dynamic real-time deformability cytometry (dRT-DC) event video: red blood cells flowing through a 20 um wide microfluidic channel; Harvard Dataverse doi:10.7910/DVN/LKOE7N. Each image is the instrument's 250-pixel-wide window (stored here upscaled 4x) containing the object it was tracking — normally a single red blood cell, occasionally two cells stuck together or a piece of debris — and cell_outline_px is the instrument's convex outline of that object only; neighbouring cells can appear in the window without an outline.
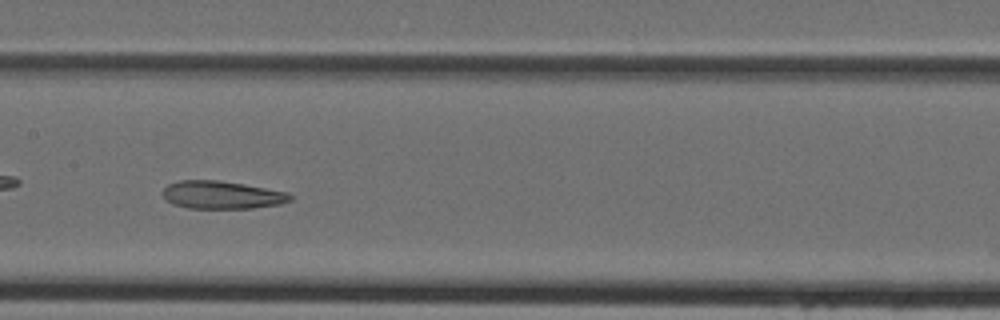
{"species": "Egyptian fruit bat (a non-hibernating species)", "species_latin": "Rousettus aegyptiacus", "temperature_condition": "cold", "stored_images_in_passage": 40, "camera_frame_rate_fps": 3000, "um_per_image_px": 0.085, "animal": {"sex": "female"}, "frame": {"image": 1, "passage_image": 18, "time_ms": 5.667, "image_size_px": [1000, 320], "cell_outline_px": [[292, 200], [280, 204], [252, 208], [188, 208], [172, 204], [164, 200], [160, 192], [168, 184], [180, 180], [220, 180], [244, 184], [288, 192], [292, 196]], "centroid_in_image_um": [18.81, 16.56], "position_along_channel_um": 188.6, "area_um2": 20.92}}
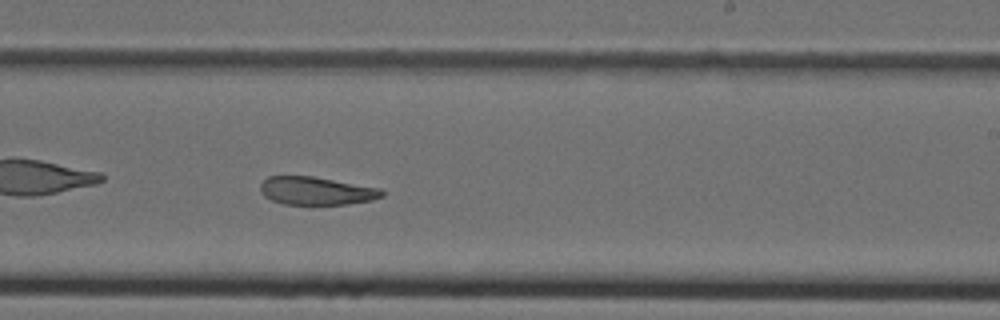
{"frame": {"image": 2, "passage_image": 23, "time_ms": 7.333, "image_size_px": [1000, 320], "cell_outline_px": [[384, 196], [372, 200], [348, 204], [284, 204], [272, 200], [264, 196], [260, 192], [260, 184], [268, 176], [312, 176], [380, 188], [384, 192]], "centroid_in_image_um": [26.88, 16.22], "position_along_channel_um": 262.1, "area_um2": 19.83}}
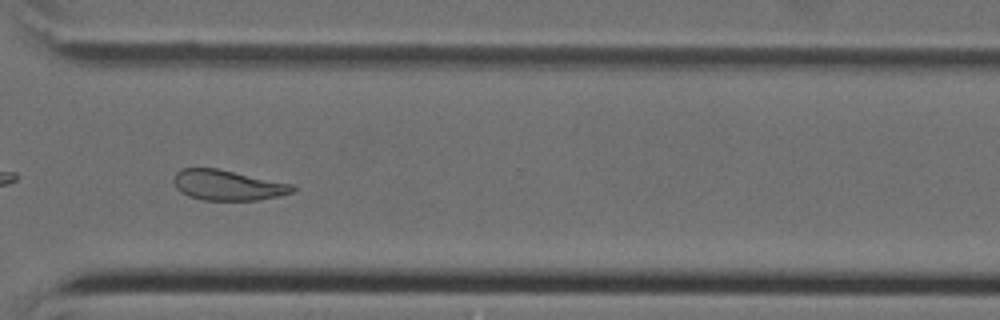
{"frame": {"image": 3, "passage_image": 29, "time_ms": 9.333, "image_size_px": [1000, 320], "cell_outline_px": [[296, 188], [292, 192], [280, 196], [256, 200], [200, 200], [188, 196], [180, 192], [176, 188], [176, 172], [180, 168], [216, 168], [292, 184]], "centroid_in_image_um": [19.35, 15.75], "position_along_channel_um": 351.3, "area_um2": 20.81}}